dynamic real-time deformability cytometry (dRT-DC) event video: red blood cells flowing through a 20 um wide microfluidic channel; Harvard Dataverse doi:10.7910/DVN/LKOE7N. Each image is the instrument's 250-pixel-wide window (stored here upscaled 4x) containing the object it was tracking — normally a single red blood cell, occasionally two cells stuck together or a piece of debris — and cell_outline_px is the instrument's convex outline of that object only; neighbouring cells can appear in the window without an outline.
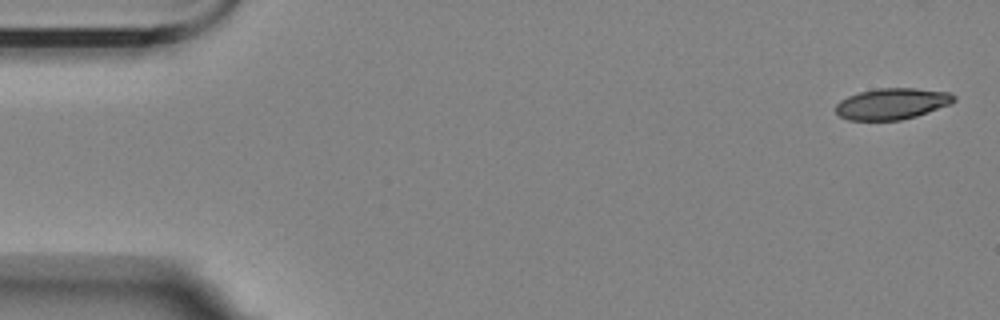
{"species": "Egyptian fruit bat (a non-hibernating species)", "species_latin": "Rousettus aegyptiacus", "temperature_condition": "room temperature", "stored_images_in_passage": 6, "segment_of_instrument_passage": [1, 2], "camera_frame_rate_fps": 3000, "um_per_image_px": 0.085, "animal": {"sex": "female"}, "frame": {"image": 1, "passage_image": 1, "time_ms": 0.0, "image_size_px": [1000, 320], "cell_outline_px": [[956, 100], [952, 104], [916, 116], [900, 120], [848, 120], [840, 116], [836, 112], [836, 104], [840, 100], [848, 96], [860, 92], [880, 88], [916, 88], [948, 92], [956, 96]], "centroid_in_image_um": [75.84, 8.82], "position_along_channel_um": 9.2, "area_um2": 21.5}}
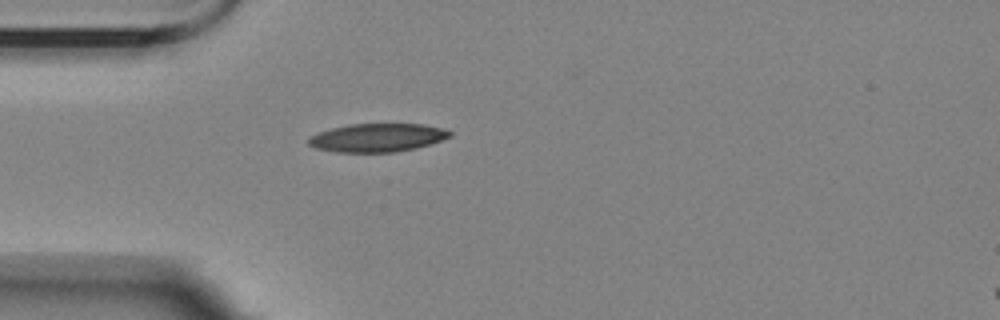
{"frame": {"image": 2, "passage_image": 5, "time_ms": 4.667, "image_size_px": [1000, 320], "cell_outline_px": [[452, 136], [416, 148], [396, 152], [336, 152], [316, 148], [308, 144], [308, 140], [312, 136], [320, 132], [332, 128], [348, 124], [424, 124], [440, 128], [452, 132]], "centroid_in_image_um": [32.07, 11.7], "position_along_channel_um": 52.9, "area_um2": 23.12}}